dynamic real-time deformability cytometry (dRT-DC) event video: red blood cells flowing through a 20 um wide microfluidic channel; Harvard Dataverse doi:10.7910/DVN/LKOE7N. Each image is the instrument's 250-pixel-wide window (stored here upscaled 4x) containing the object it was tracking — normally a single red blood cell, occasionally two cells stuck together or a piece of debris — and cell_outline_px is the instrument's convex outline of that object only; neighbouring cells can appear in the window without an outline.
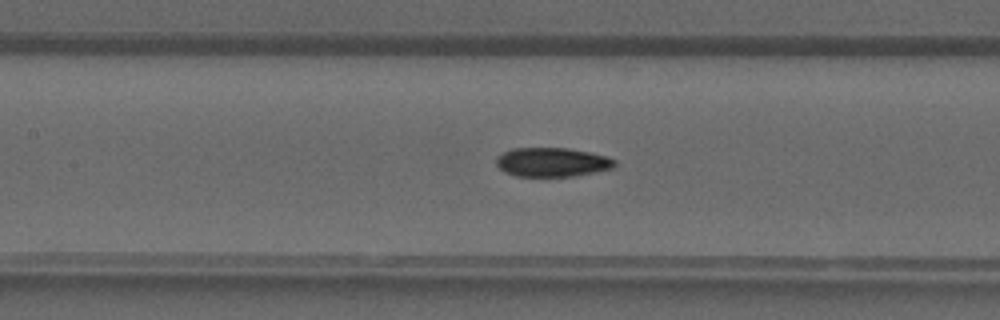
{"species": "common noctule bat (a hibernating species)", "species_latin": "Nyctalus noctula", "temperature_condition": "warm", "stored_images_in_passage": 33, "camera_frame_rate_fps": 3000, "um_per_image_px": 0.085, "animal": {"sex": "male", "forearm_length_mm": 52.5}, "frame": {"image": 1, "passage_image": 14, "time_ms": 4.333, "image_size_px": [1000, 320], "cell_outline_px": [[616, 168], [596, 172], [572, 176], [516, 176], [504, 172], [496, 164], [496, 156], [512, 148], [568, 148], [608, 156], [616, 160]], "centroid_in_image_um": [46.95, 13.78], "position_along_channel_um": 160.4, "area_um2": 20.23}}
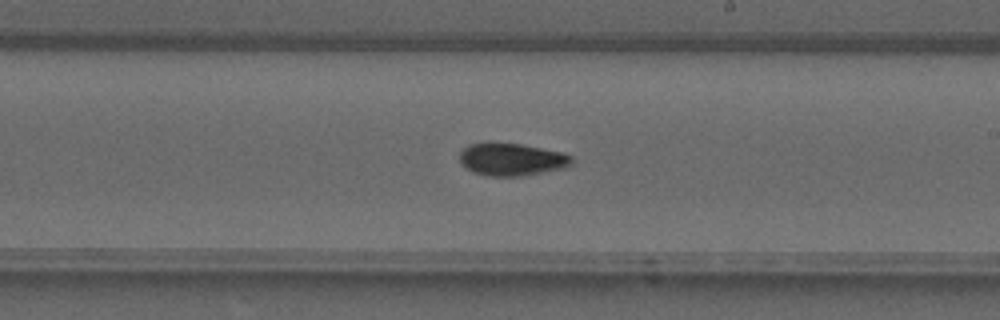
{"frame": {"image": 2, "passage_image": 19, "time_ms": 6.0, "image_size_px": [1000, 320], "cell_outline_px": [[572, 164], [568, 168], [520, 176], [488, 176], [472, 172], [460, 160], [460, 152], [468, 144], [520, 144], [560, 152], [572, 156]], "centroid_in_image_um": [43.54, 13.58], "position_along_channel_um": 245.5, "area_um2": 20.87}}
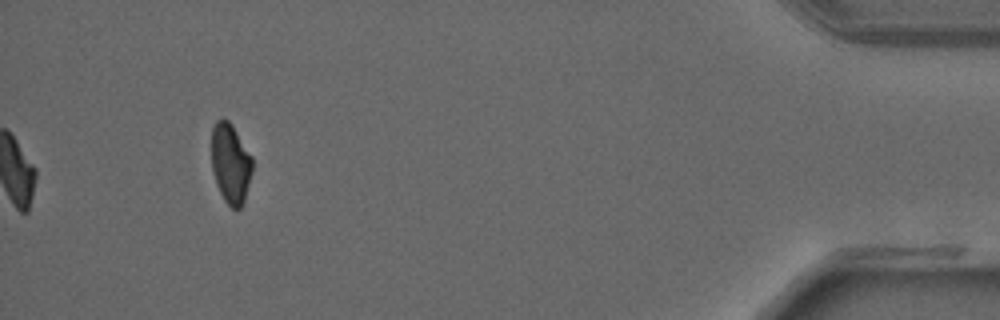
{"frame": {"image": 3, "passage_image": 33, "time_ms": 10.667, "image_size_px": [1000, 320], "cell_outline_px": [[252, 172], [244, 200], [240, 208], [232, 208], [224, 200], [216, 184], [212, 168], [212, 128], [216, 120], [224, 116], [232, 124], [252, 156]], "centroid_in_image_um": [19.59, 13.85], "position_along_channel_um": 415.6, "area_um2": 19.07}}